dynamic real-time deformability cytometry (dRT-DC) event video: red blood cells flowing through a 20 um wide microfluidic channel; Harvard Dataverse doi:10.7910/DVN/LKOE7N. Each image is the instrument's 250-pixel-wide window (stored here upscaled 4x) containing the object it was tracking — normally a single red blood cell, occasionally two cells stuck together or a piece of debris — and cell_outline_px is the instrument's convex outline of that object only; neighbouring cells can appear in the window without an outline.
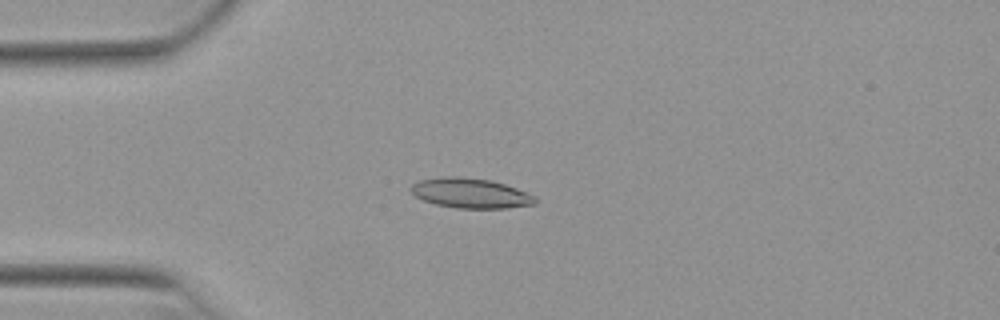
{"species": "Egyptian fruit bat (a non-hibernating species)", "species_latin": "Rousettus aegyptiacus", "temperature_condition": "warm", "stored_images_in_passage": 51, "camera_frame_rate_fps": 3000, "um_per_image_px": 0.085, "animal": {"sex": "female"}, "frame": {"image": 1, "passage_image": 13, "time_ms": 4.0, "image_size_px": [1000, 320], "cell_outline_px": [[536, 204], [504, 208], [456, 208], [436, 204], [424, 200], [416, 196], [408, 188], [412, 184], [420, 180], [444, 176], [456, 176], [492, 180], [516, 188], [536, 196]], "centroid_in_image_um": [39.99, 16.41], "position_along_channel_um": 45.0, "area_um2": 21.62}}
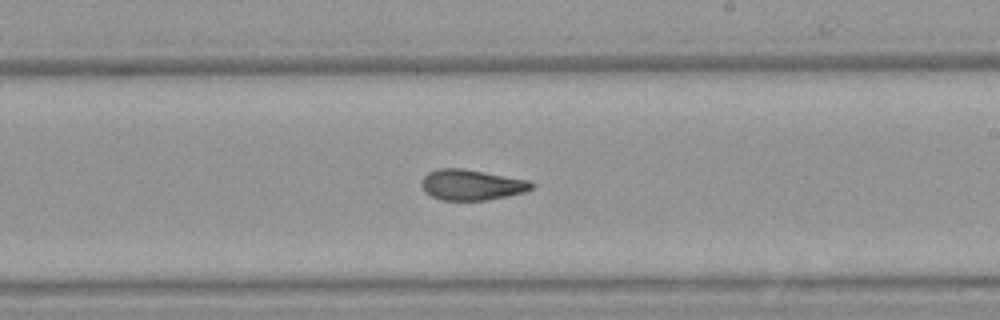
{"frame": {"image": 2, "passage_image": 30, "time_ms": 9.667, "image_size_px": [1000, 320], "cell_outline_px": [[536, 184], [532, 188], [524, 192], [488, 200], [444, 200], [432, 196], [424, 188], [424, 176], [428, 172], [436, 168], [464, 168], [528, 180]], "centroid_in_image_um": [40.13, 15.7], "position_along_channel_um": 248.9, "area_um2": 19.36}}
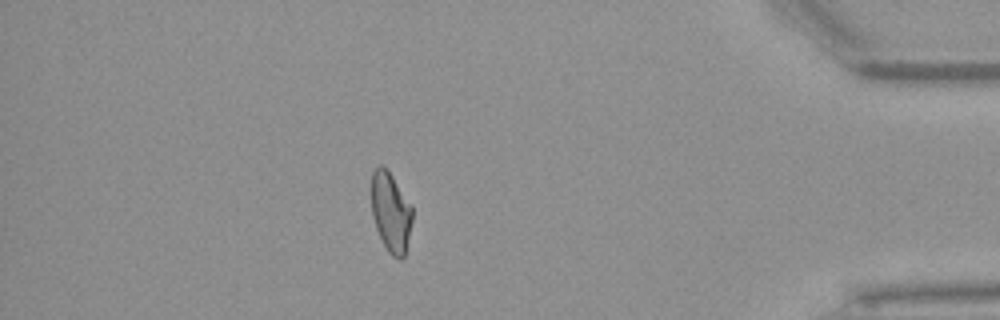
{"frame": {"image": 3, "passage_image": 45, "time_ms": 14.667, "image_size_px": [1000, 320], "cell_outline_px": [[412, 220], [404, 256], [400, 260], [392, 256], [388, 252], [376, 228], [372, 216], [372, 172], [380, 164], [392, 176], [412, 204]], "centroid_in_image_um": [33.22, 18.04], "position_along_channel_um": 402.0, "area_um2": 18.79}, "authors_computed_cell_mechanics": {"area_um2": 20.0566, "velocity_mm_per_s": 3.9356, "shape_relaxation_time_tau1_ms": null, "shape_relaxation_time_tau2_ms": 1.8911, "deformation_change_tau1": null, "deformation_change_tau2": 0.0901}}